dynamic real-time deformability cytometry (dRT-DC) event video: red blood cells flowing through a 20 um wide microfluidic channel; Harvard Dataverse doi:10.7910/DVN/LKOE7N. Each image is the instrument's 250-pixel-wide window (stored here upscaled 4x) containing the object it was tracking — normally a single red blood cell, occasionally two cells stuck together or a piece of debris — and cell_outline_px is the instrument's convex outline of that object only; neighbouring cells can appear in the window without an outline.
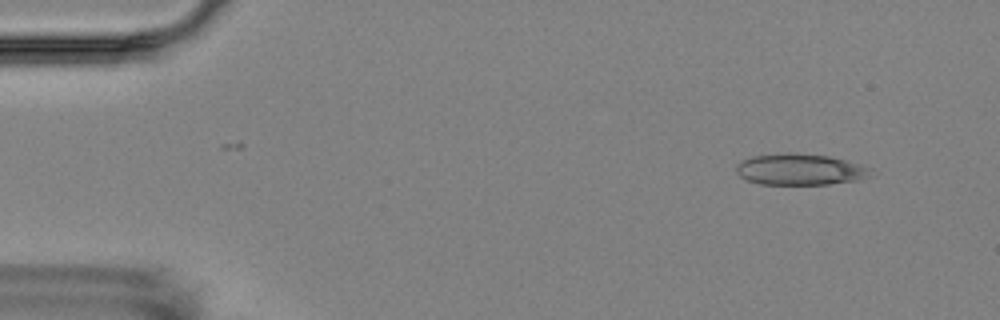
{"species": "Egyptian fruit bat (a non-hibernating species)", "species_latin": "Rousettus aegyptiacus", "temperature_condition": "room temperature", "stored_images_in_passage": 6, "camera_frame_rate_fps": 3000, "um_per_image_px": 0.085, "animal": {"sex": "female"}, "frame": {"image": 1, "passage_image": 2, "time_ms": 1.0, "image_size_px": [1000, 320], "cell_outline_px": [[872, 176], [856, 180], [828, 184], [760, 184], [748, 180], [740, 176], [736, 172], [736, 164], [752, 156], [788, 152], [828, 156], [860, 164], [872, 168]], "centroid_in_image_um": [68.01, 14.4], "position_along_channel_um": 17.0, "area_um2": 24.45}}
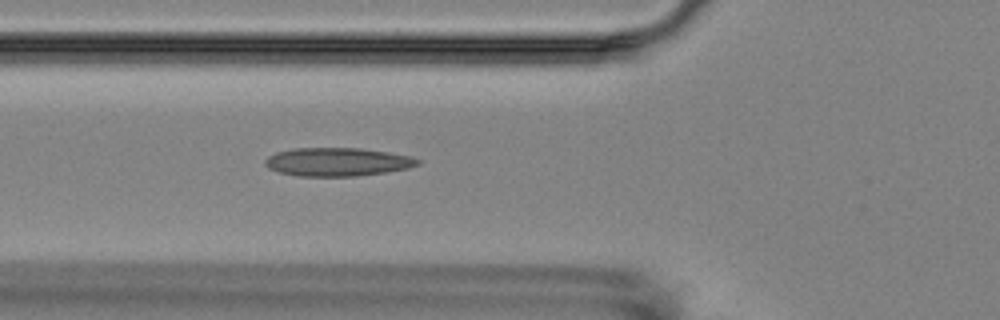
{"frame": {"image": 2, "passage_image": 6, "time_ms": 6.0, "image_size_px": [1000, 320], "cell_outline_px": [[420, 164], [408, 168], [384, 172], [356, 176], [296, 176], [280, 172], [268, 168], [264, 164], [264, 160], [268, 156], [276, 152], [292, 148], [360, 148], [388, 152], [412, 156], [420, 160]], "centroid_in_image_um": [28.66, 13.75], "position_along_channel_um": 97.1, "area_um2": 25.32}}